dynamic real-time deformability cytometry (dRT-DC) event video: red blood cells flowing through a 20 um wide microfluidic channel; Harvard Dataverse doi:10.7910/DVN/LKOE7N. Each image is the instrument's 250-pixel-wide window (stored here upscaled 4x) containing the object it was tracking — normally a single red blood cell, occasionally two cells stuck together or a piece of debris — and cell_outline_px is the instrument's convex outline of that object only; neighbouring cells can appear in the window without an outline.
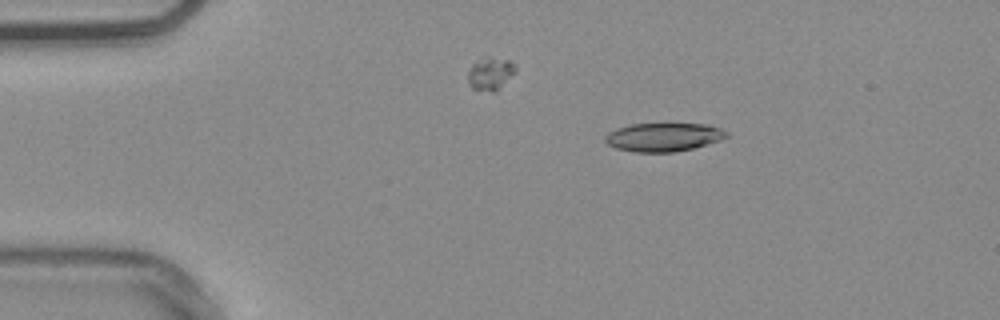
{"species": "common noctule bat (a hibernating species)", "species_latin": "Nyctalus noctula", "temperature_condition": "warm", "stored_images_in_passage": 37, "camera_frame_rate_fps": 3000, "um_per_image_px": 0.085, "animal": {"sex": "male", "body_mass_g": 20.4}, "frame": {"image": 1, "passage_image": 1, "time_ms": 0.0, "image_size_px": [1000, 320], "cell_outline_px": [[728, 136], [720, 140], [692, 148], [672, 152], [636, 152], [616, 148], [608, 144], [604, 140], [604, 136], [608, 132], [616, 128], [632, 124], [708, 124], [720, 128], [728, 132]], "centroid_in_image_um": [56.38, 11.65], "position_along_channel_um": 28.6, "area_um2": 20.06}, "authors_computed_cell_mechanics": {"area_um2": 21.1548, "velocity_mm_per_s": 3.7899, "shape_relaxation_time_tau1_ms": 10.147, "shape_relaxation_time_tau2_ms": null, "deformation_change_tau1": 0.1911, "deformation_change_tau2": null}}